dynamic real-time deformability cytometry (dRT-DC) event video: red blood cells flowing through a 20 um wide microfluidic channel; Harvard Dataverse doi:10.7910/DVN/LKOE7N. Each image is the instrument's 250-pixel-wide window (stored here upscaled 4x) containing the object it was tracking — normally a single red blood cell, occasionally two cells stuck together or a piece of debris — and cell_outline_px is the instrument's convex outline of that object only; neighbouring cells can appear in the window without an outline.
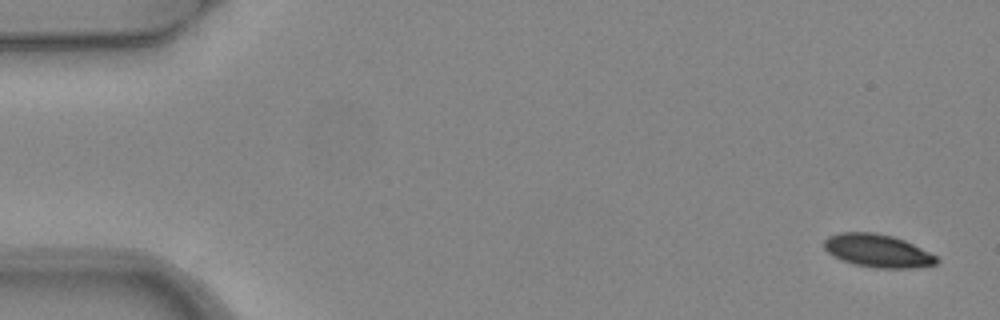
{"species": "common noctule bat (a hibernating species)", "species_latin": "Nyctalus noctula", "temperature_condition": "warm", "stored_images_in_passage": 5, "camera_frame_rate_fps": 3000, "um_per_image_px": 0.085, "animal": {"sex": "female", "body_mass_g": 24.6, "forearm_length_mm": 56.2}, "frame": {"image": 1, "passage_image": 1, "time_ms": 0.0, "image_size_px": [1000, 320], "cell_outline_px": [[940, 260], [936, 264], [912, 268], [876, 268], [852, 264], [832, 256], [824, 248], [824, 240], [828, 236], [840, 232], [872, 232], [892, 236], [904, 240], [936, 256]], "centroid_in_image_um": [74.56, 21.32], "position_along_channel_um": 10.4, "area_um2": 21.62}}
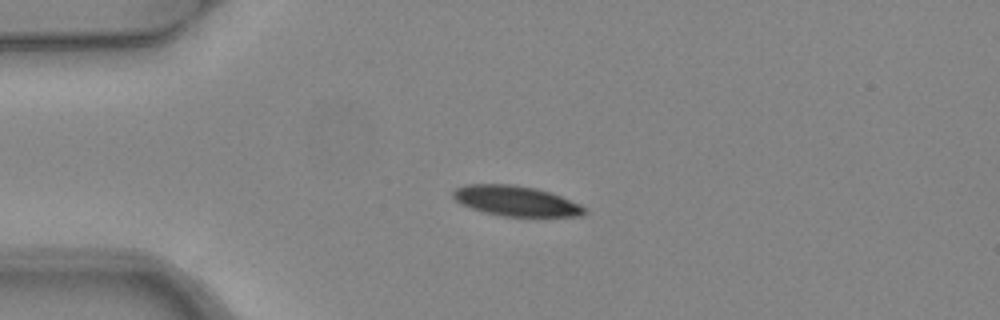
{"frame": {"image": 2, "passage_image": 4, "time_ms": 1.0, "image_size_px": [1000, 320], "cell_outline_px": [[588, 212], [580, 216], [500, 216], [484, 212], [460, 204], [452, 196], [452, 192], [456, 188], [464, 184], [512, 184], [536, 188], [560, 196], [580, 204]], "centroid_in_image_um": [43.82, 17.07], "position_along_channel_um": 41.2, "area_um2": 23.06}}